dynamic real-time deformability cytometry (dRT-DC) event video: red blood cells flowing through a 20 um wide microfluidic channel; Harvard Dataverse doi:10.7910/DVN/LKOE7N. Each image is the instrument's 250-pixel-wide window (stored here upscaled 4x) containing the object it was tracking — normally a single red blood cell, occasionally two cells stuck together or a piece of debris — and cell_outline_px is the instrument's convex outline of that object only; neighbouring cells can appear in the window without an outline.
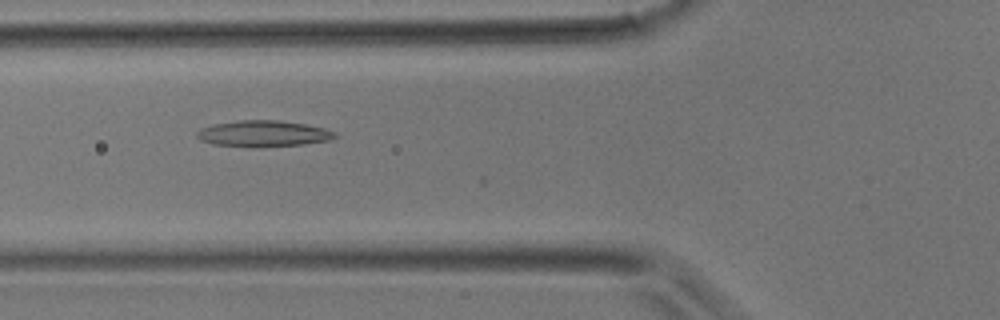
{"species": "common noctule bat (a hibernating species)", "species_latin": "Nyctalus noctula", "temperature_condition": "room temperature", "stored_images_in_passage": 16, "camera_frame_rate_fps": 3000, "um_per_image_px": 0.085, "animal": {"sex": "male", "body_mass_g": 17.9}, "frame": {"image": 1, "passage_image": 15, "time_ms": 4.667, "image_size_px": [1000, 320], "cell_outline_px": [[340, 136], [328, 140], [304, 144], [252, 148], [212, 144], [200, 140], [196, 136], [196, 132], [200, 128], [212, 124], [240, 120], [280, 120], [304, 124], [324, 128], [336, 132]], "centroid_in_image_um": [22.36, 11.36], "position_along_channel_um": 103.4, "area_um2": 21.39}}